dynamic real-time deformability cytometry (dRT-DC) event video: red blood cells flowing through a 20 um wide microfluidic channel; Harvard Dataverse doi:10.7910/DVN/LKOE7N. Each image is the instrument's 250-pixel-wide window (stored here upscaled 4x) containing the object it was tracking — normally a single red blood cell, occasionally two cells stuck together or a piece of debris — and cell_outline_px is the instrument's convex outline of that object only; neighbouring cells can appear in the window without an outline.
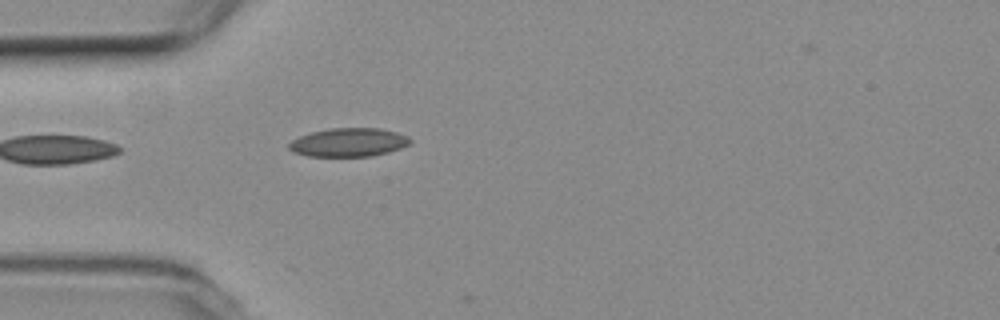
{"species": "common noctule bat (a hibernating species)", "species_latin": "Nyctalus noctula", "temperature_condition": "room temperature", "stored_images_in_passage": 7, "segment_of_instrument_passage": [1, 2], "camera_frame_rate_fps": 3000, "um_per_image_px": 0.085, "animal": {"sex": "female", "body_mass_g": 19.3, "forearm_length_mm": 54.1}, "frame": {"image": 1, "passage_image": 5, "time_ms": 4.667, "image_size_px": [1000, 320], "cell_outline_px": [[412, 140], [408, 144], [400, 148], [388, 152], [372, 156], [308, 156], [292, 152], [288, 148], [288, 144], [292, 140], [300, 136], [312, 132], [328, 128], [380, 128], [396, 132], [408, 136]], "centroid_in_image_um": [29.62, 12.1], "position_along_channel_um": 55.4, "area_um2": 20.17}}